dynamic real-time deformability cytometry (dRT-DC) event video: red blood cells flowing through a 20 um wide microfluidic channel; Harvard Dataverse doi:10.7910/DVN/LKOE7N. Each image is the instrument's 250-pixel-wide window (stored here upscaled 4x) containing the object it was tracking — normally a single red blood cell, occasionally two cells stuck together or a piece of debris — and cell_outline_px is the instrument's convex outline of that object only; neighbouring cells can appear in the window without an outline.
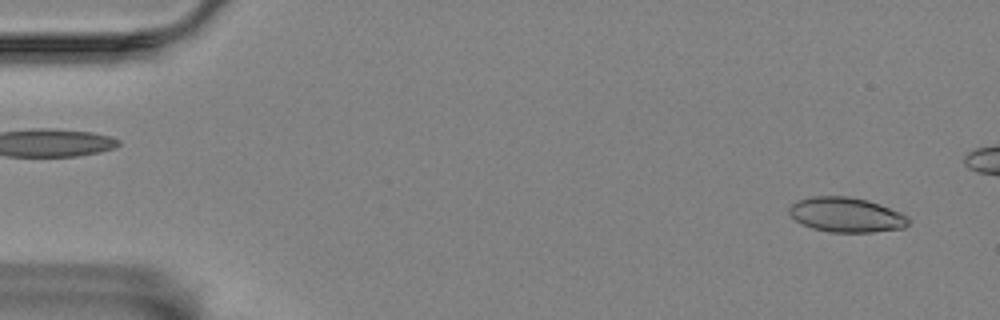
{"species": "Egyptian fruit bat (a non-hibernating species)", "species_latin": "Rousettus aegyptiacus", "temperature_condition": "room temperature", "stored_images_in_passage": 51, "camera_frame_rate_fps": 3000, "um_per_image_px": 0.085, "animal": {"sex": "female"}, "frame": {"image": 1, "passage_image": 3, "time_ms": 0.667, "image_size_px": [1000, 320], "cell_outline_px": [[912, 220], [904, 228], [872, 232], [832, 232], [812, 228], [796, 220], [788, 212], [788, 208], [796, 200], [812, 196], [848, 196], [868, 200], [880, 204], [900, 212], [908, 216]], "centroid_in_image_um": [71.96, 18.25], "position_along_channel_um": 13.0, "area_um2": 24.28}}
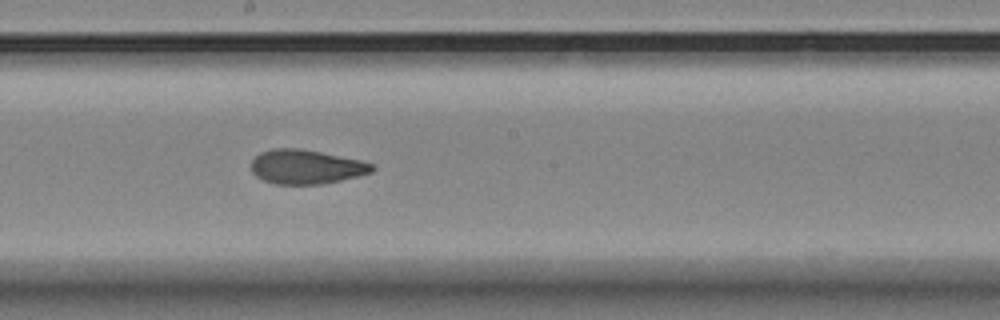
{"frame": {"image": 2, "passage_image": 31, "time_ms": 10.0, "image_size_px": [1000, 320], "cell_outline_px": [[376, 168], [372, 172], [340, 180], [320, 184], [276, 184], [264, 180], [256, 176], [252, 172], [252, 160], [260, 152], [272, 148], [300, 148], [360, 160], [372, 164]], "centroid_in_image_um": [26.0, 14.17], "position_along_channel_um": 222.2, "area_um2": 23.93}}
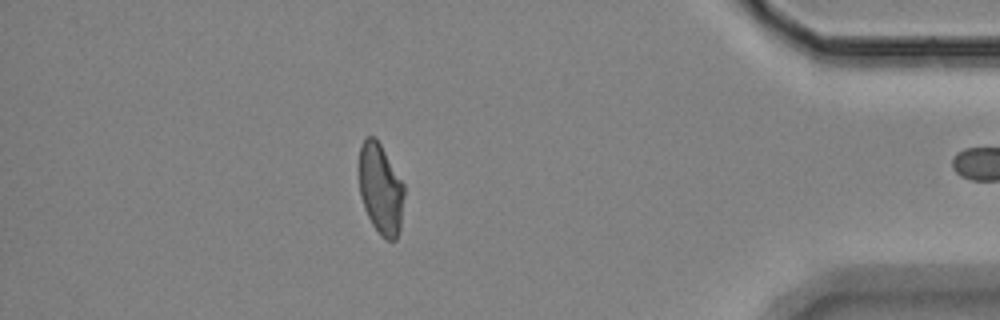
{"frame": {"image": 3, "passage_image": 50, "time_ms": 16.333, "image_size_px": [1000, 320], "cell_outline_px": [[404, 196], [400, 228], [396, 240], [388, 240], [380, 236], [372, 224], [364, 208], [360, 196], [360, 148], [364, 140], [368, 136], [376, 136], [404, 184]], "centroid_in_image_um": [32.37, 16.08], "position_along_channel_um": 402.8, "area_um2": 23.76}}